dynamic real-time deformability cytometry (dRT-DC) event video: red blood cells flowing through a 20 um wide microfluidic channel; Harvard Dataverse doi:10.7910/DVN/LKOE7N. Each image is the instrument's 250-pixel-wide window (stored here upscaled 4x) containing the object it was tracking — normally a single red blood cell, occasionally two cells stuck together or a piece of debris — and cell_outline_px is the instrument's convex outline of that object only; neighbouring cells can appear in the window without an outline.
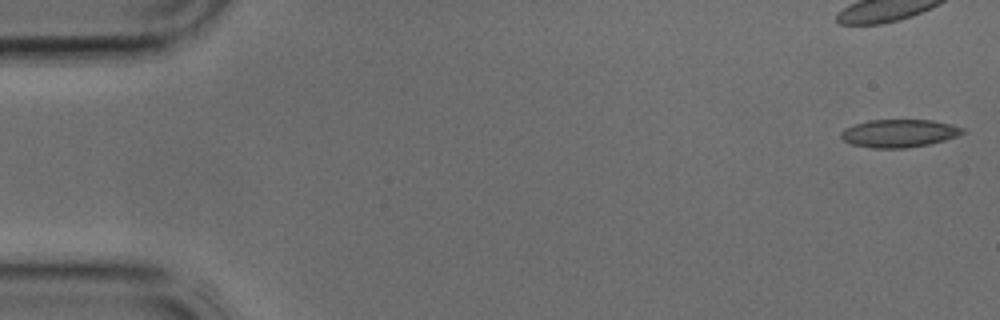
{"species": "common noctule bat (a hibernating species)", "species_latin": "Nyctalus noctula", "temperature_condition": "cold", "stored_images_in_passage": 2, "camera_frame_rate_fps": 3000, "um_per_image_px": 0.085, "animal": {"sex": "male", "body_mass_g": 17.9, "forearm_length_mm": 54.2}, "frame": {"image": 1, "passage_image": 1, "time_ms": 0.0, "image_size_px": [1000, 320], "cell_outline_px": [[964, 132], [956, 136], [944, 140], [928, 144], [904, 148], [872, 148], [852, 144], [844, 140], [840, 136], [840, 132], [844, 128], [868, 120], [932, 120], [952, 124], [964, 128]], "centroid_in_image_um": [76.41, 11.32], "position_along_channel_um": 8.6, "area_um2": 19.65}}